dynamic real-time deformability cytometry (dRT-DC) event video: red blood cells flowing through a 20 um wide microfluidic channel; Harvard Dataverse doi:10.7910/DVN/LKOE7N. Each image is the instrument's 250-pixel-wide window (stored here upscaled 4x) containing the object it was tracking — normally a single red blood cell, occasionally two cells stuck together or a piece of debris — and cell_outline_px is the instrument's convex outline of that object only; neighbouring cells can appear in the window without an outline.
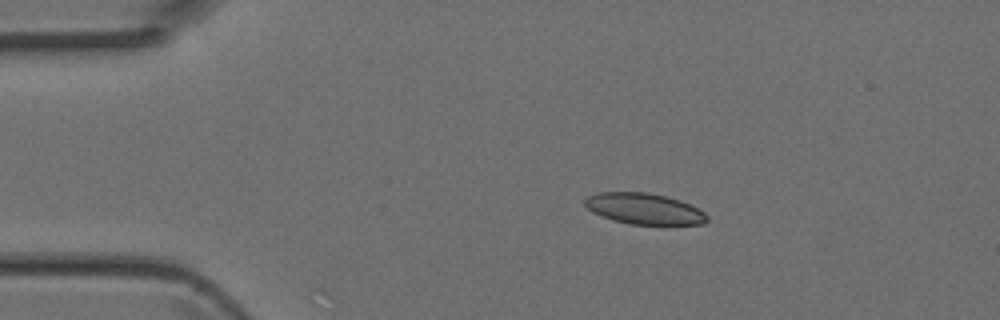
{"species": "Egyptian fruit bat (a non-hibernating species)", "species_latin": "Rousettus aegyptiacus", "temperature_condition": "room temperature", "stored_images_in_passage": 3, "camera_frame_rate_fps": 3000, "um_per_image_px": 0.085, "animal": {"sex": "female"}, "frame": {"image": 1, "passage_image": 2, "time_ms": 0.333, "image_size_px": [1000, 320], "cell_outline_px": [[708, 220], [704, 224], [632, 224], [616, 220], [592, 212], [584, 204], [584, 200], [588, 196], [596, 192], [648, 192], [680, 200], [704, 212], [708, 216]], "centroid_in_image_um": [54.75, 17.73], "position_along_channel_um": 30.3, "area_um2": 21.79}}